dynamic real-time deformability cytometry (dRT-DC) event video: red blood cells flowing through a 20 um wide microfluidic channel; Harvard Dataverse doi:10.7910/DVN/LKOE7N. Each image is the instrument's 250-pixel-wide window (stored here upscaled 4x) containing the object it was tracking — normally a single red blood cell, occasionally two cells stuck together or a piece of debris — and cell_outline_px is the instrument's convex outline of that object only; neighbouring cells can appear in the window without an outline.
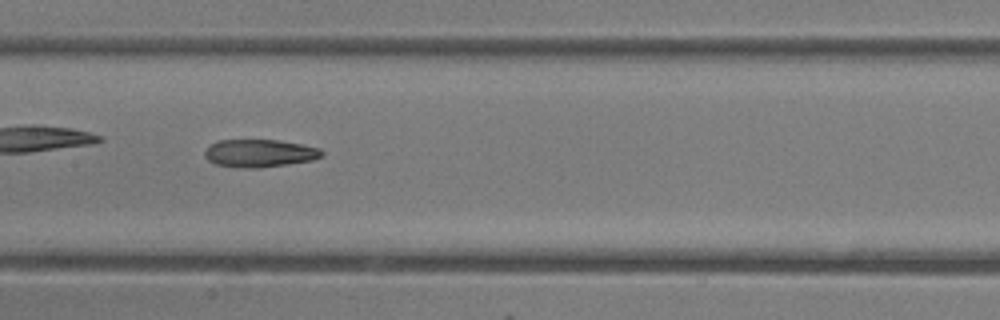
{"species": "common noctule bat (a hibernating species)", "species_latin": "Nyctalus noctula", "temperature_condition": "room temperature", "stored_images_in_passage": 28, "camera_frame_rate_fps": 3000, "um_per_image_px": 0.085, "animal": {"sex": "female"}, "frame": {"image": 1, "passage_image": 9, "time_ms": 2.667, "image_size_px": [1000, 320], "cell_outline_px": [[324, 156], [312, 160], [288, 164], [260, 168], [240, 168], [216, 164], [208, 160], [204, 156], [204, 152], [216, 140], [280, 140], [304, 144], [320, 148], [324, 152]], "centroid_in_image_um": [22.1, 13.02], "position_along_channel_um": 185.3, "area_um2": 19.13}}
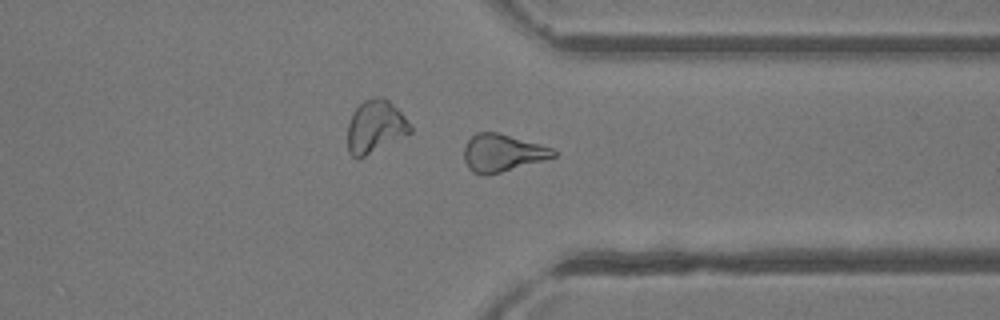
{"frame": {"image": 2, "passage_image": 20, "time_ms": 6.333, "image_size_px": [1000, 320], "cell_outline_px": [[556, 156], [500, 172], [484, 176], [480, 176], [472, 172], [468, 168], [464, 160], [464, 148], [468, 140], [476, 132], [496, 132], [540, 144], [552, 148], [556, 152]], "centroid_in_image_um": [42.65, 13.0], "position_along_channel_um": 368.8, "area_um2": 19.31}}